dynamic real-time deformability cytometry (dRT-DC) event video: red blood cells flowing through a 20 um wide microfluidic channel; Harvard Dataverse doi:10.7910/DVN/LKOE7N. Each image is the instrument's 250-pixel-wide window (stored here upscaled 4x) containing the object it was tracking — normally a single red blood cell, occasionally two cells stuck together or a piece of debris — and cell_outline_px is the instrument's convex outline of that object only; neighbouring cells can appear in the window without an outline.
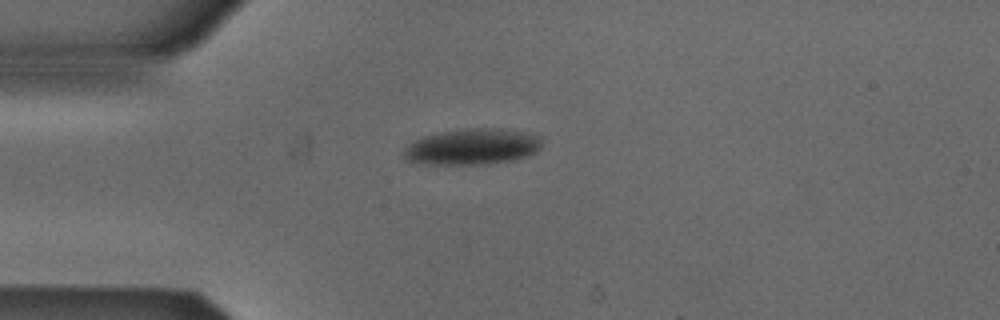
{"species": "Egyptian fruit bat (a non-hibernating species)", "species_latin": "Rousettus aegyptiacus", "temperature_condition": "cold", "stored_images_in_passage": 3, "camera_frame_rate_fps": 3000, "um_per_image_px": 0.085, "animal": {"sex": "male"}, "frame": {"image": 1, "passage_image": 3, "time_ms": 0.667, "image_size_px": [1000, 320], "cell_outline_px": [[540, 148], [536, 152], [512, 160], [484, 164], [428, 164], [404, 160], [404, 148], [408, 144], [424, 136], [464, 128], [500, 128], [540, 136]], "centroid_in_image_um": [40.11, 12.47], "position_along_channel_um": 44.9, "area_um2": 28.61}}